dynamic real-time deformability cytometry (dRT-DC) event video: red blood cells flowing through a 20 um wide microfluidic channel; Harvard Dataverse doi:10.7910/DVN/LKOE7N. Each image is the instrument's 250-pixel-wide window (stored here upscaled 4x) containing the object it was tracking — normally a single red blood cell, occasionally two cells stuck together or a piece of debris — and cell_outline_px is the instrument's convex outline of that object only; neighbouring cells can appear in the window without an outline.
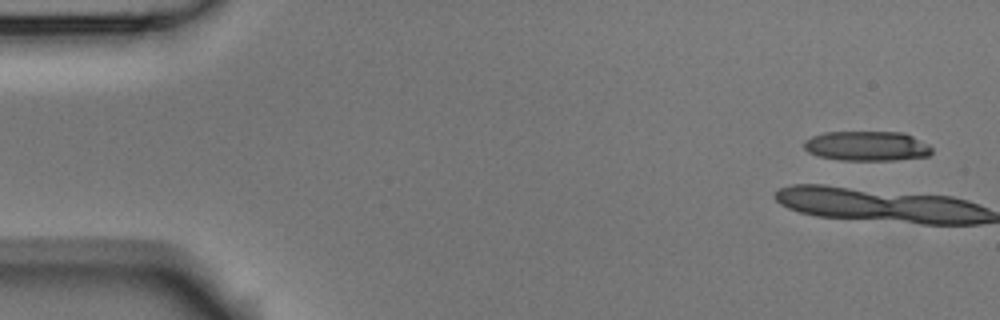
{"species": "Egyptian fruit bat (a non-hibernating species)", "species_latin": "Rousettus aegyptiacus", "temperature_condition": "room temperature", "stored_images_in_passage": 5, "camera_frame_rate_fps": 3000, "um_per_image_px": 0.085, "animal": {"sex": "male"}, "frame": {"image": 1, "passage_image": 1, "time_ms": 0.0, "image_size_px": [1000, 320], "cell_outline_px": [[932, 152], [928, 156], [892, 160], [840, 160], [820, 156], [808, 152], [804, 148], [804, 140], [812, 136], [824, 132], [904, 132], [928, 144], [932, 148]], "centroid_in_image_um": [73.68, 12.41], "position_along_channel_um": 11.3, "area_um2": 22.14}}
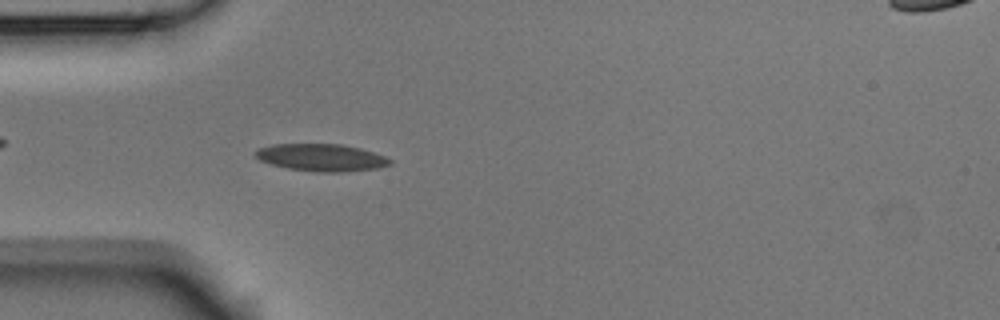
{"frame": {"image": 2, "passage_image": 5, "time_ms": 1.333, "image_size_px": [1000, 320], "cell_outline_px": [[392, 164], [380, 168], [340, 172], [316, 172], [288, 168], [272, 164], [260, 160], [252, 152], [256, 148], [272, 144], [340, 144], [360, 148], [384, 156], [392, 160]], "centroid_in_image_um": [27.3, 13.39], "position_along_channel_um": 57.7, "area_um2": 21.44}}